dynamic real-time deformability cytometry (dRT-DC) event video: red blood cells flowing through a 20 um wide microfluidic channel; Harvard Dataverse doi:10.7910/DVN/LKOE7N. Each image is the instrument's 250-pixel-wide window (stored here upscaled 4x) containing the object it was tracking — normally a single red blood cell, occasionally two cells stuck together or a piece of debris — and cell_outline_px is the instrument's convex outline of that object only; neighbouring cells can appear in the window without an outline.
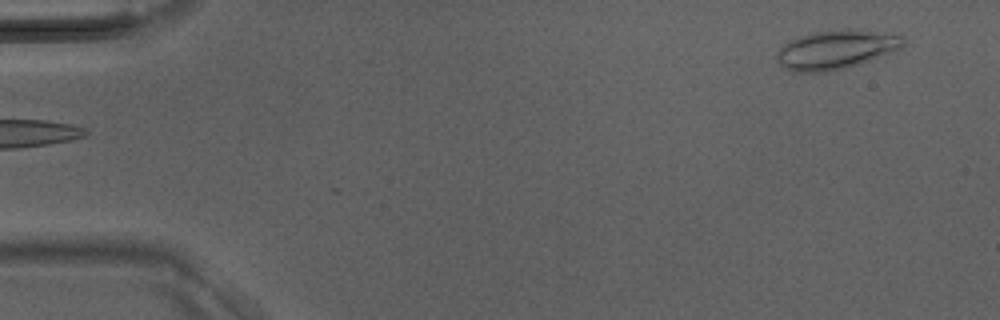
{"species": "Egyptian fruit bat (a non-hibernating species)", "species_latin": "Rousettus aegyptiacus", "temperature_condition": "room temperature", "stored_images_in_passage": 38, "camera_frame_rate_fps": 3000, "um_per_image_px": 0.085, "animal": {"sex": "male"}, "frame": {"image": 1, "passage_image": 1, "time_ms": 0.0, "image_size_px": [1000, 320], "cell_outline_px": [[904, 44], [900, 48], [868, 60], [844, 68], [824, 72], [792, 72], [784, 68], [776, 60], [776, 52], [784, 44], [800, 36], [812, 32], [844, 28], [848, 28], [904, 36]], "centroid_in_image_um": [70.99, 4.21], "position_along_channel_um": 14.0, "area_um2": 28.38}}
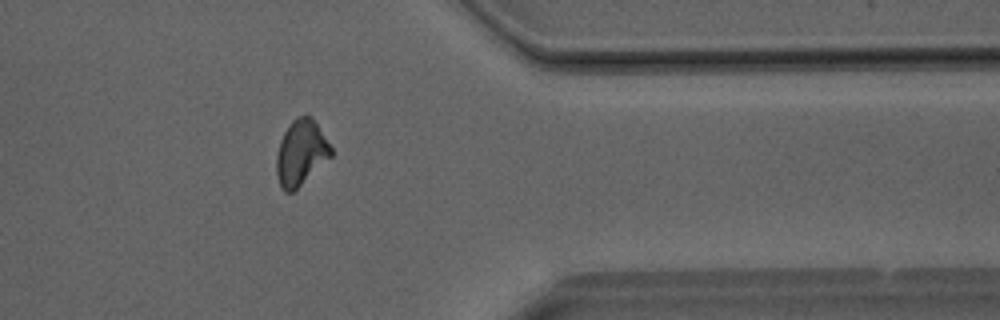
{"frame": {"image": 2, "passage_image": 31, "time_ms": 10.0, "image_size_px": [1000, 320], "cell_outline_px": [[332, 156], [292, 192], [284, 192], [280, 188], [276, 172], [276, 156], [280, 140], [284, 132], [292, 120], [304, 112], [308, 112], [312, 116], [332, 148]], "centroid_in_image_um": [25.57, 12.94], "position_along_channel_um": 385.8, "area_um2": 20.92}}
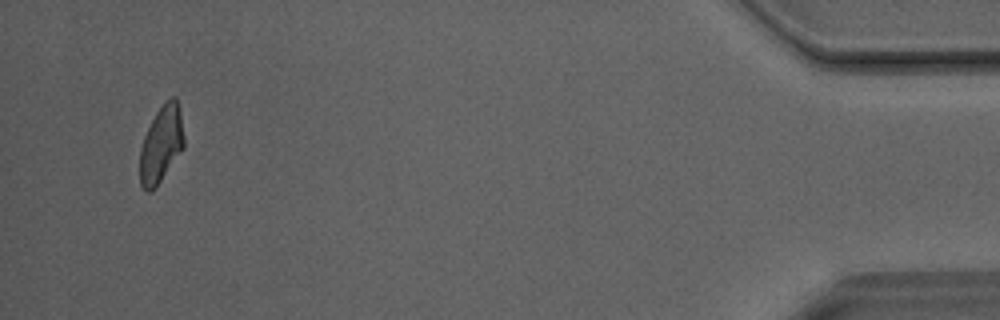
{"frame": {"image": 3, "passage_image": 37, "time_ms": 12.0, "image_size_px": [1000, 320], "cell_outline_px": [[184, 148], [156, 188], [152, 192], [144, 192], [140, 184], [140, 148], [144, 136], [156, 112], [164, 100], [172, 96], [176, 96], [180, 112], [184, 136]], "centroid_in_image_um": [13.7, 12.29], "position_along_channel_um": 421.5, "area_um2": 20.0}}